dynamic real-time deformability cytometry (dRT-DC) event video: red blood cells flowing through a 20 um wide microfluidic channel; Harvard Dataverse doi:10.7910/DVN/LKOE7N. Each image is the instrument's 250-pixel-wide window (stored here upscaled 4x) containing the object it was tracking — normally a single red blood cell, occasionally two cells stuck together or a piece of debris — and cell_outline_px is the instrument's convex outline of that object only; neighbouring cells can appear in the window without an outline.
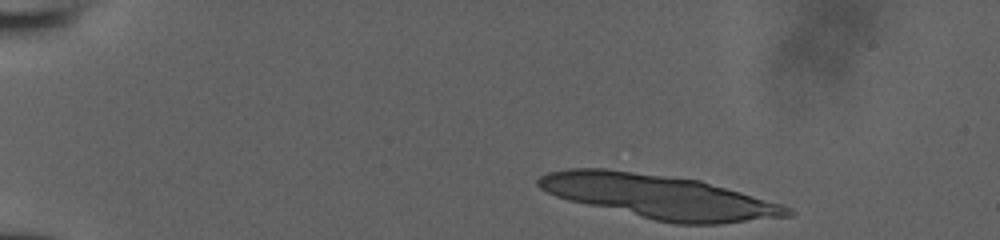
{"species": "human", "species_latin": "Homo sapiens", "temperature_condition": "room temperature", "stored_images_in_passage": 12, "camera_frame_rate_fps": 3000, "um_per_image_px": 0.085, "donor": {"sex": "male"}, "frame": {"image": 1, "passage_image": 1, "time_ms": 0.0, "image_size_px": [1000, 240], "cell_outline_px": [[796, 212], [792, 216], [720, 224], [676, 224], [656, 220], [568, 200], [556, 196], [540, 188], [536, 184], [536, 180], [540, 176], [548, 172], [568, 168], [604, 168], [700, 180], [780, 204], [792, 208]], "centroid_in_image_um": [56.03, 16.71], "position_along_channel_um": 29.0, "area_um2": 63.12}}